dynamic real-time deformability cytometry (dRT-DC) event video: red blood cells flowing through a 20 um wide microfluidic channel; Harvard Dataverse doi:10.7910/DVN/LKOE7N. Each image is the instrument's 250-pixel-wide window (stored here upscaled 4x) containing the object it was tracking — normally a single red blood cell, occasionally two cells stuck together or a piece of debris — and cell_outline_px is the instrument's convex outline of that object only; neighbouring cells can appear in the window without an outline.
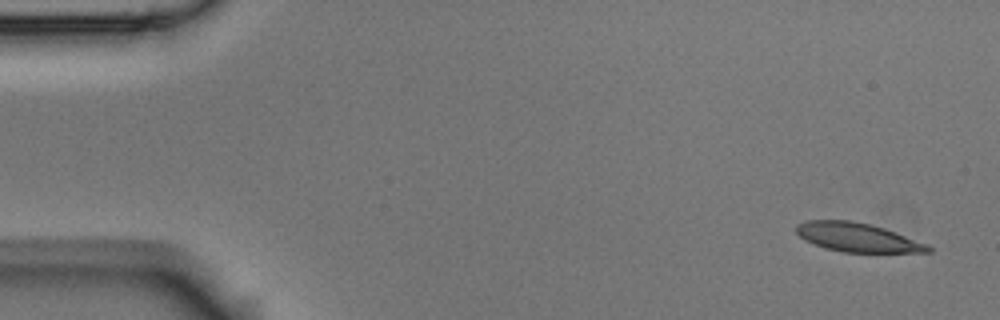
{"species": "Egyptian fruit bat (a non-hibernating species)", "species_latin": "Rousettus aegyptiacus", "temperature_condition": "room temperature", "stored_images_in_passage": 54, "camera_frame_rate_fps": 3000, "um_per_image_px": 0.085, "animal": {"sex": "male"}, "frame": {"image": 1, "passage_image": 1, "time_ms": 0.0, "image_size_px": [1000, 320], "cell_outline_px": [[932, 252], [844, 252], [824, 248], [812, 244], [804, 240], [796, 232], [796, 224], [804, 220], [852, 220], [884, 228], [928, 244], [932, 248]], "centroid_in_image_um": [72.84, 20.17], "position_along_channel_um": 12.2, "area_um2": 22.25}}
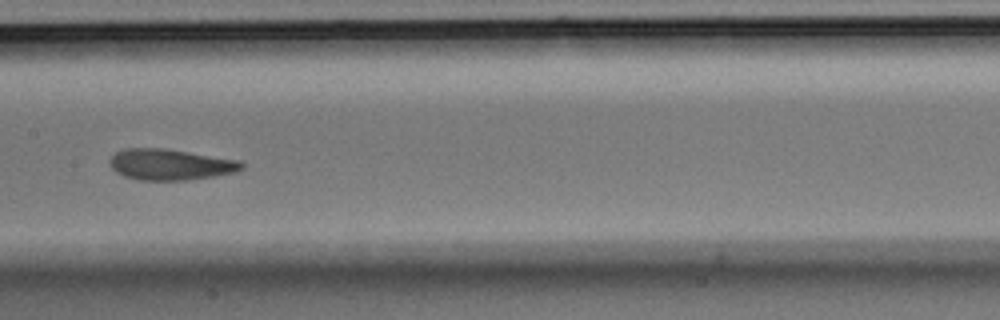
{"frame": {"image": 2, "passage_image": 26, "time_ms": 8.333, "image_size_px": [1000, 320], "cell_outline_px": [[244, 168], [236, 172], [212, 176], [184, 180], [140, 180], [124, 176], [116, 172], [112, 168], [108, 160], [116, 152], [124, 148], [164, 148], [240, 160], [244, 164]], "centroid_in_image_um": [14.47, 13.98], "position_along_channel_um": 192.9, "area_um2": 23.81}}
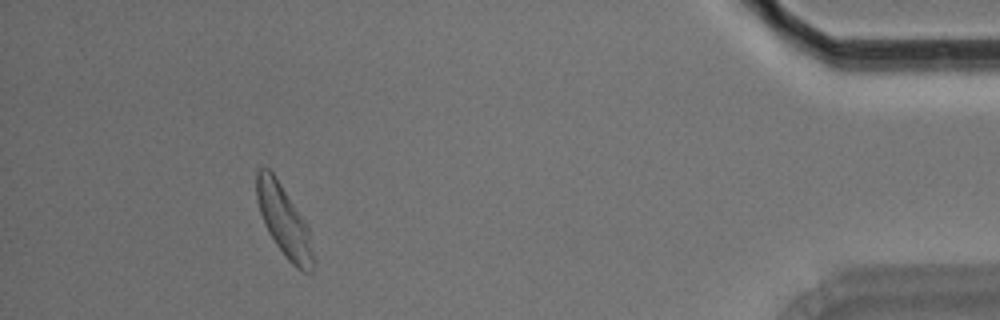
{"frame": {"image": 3, "passage_image": 49, "time_ms": 16.0, "image_size_px": [1000, 320], "cell_outline_px": [[312, 272], [304, 272], [296, 268], [288, 260], [276, 244], [268, 232], [264, 224], [260, 212], [256, 196], [256, 172], [260, 168], [268, 168], [276, 176], [308, 224], [312, 252]], "centroid_in_image_um": [24.12, 18.74], "position_along_channel_um": 411.1, "area_um2": 23.29}, "authors_computed_cell_mechanics": {"area_um2": 23.4379, "velocity_mm_per_s": 3.6132, "shape_relaxation_time_tau1_ms": 4.7785, "shape_relaxation_time_tau2_ms": 2.1185, "deformation_change_tau1": 0.1713, "deformation_change_tau2": 0.102}}